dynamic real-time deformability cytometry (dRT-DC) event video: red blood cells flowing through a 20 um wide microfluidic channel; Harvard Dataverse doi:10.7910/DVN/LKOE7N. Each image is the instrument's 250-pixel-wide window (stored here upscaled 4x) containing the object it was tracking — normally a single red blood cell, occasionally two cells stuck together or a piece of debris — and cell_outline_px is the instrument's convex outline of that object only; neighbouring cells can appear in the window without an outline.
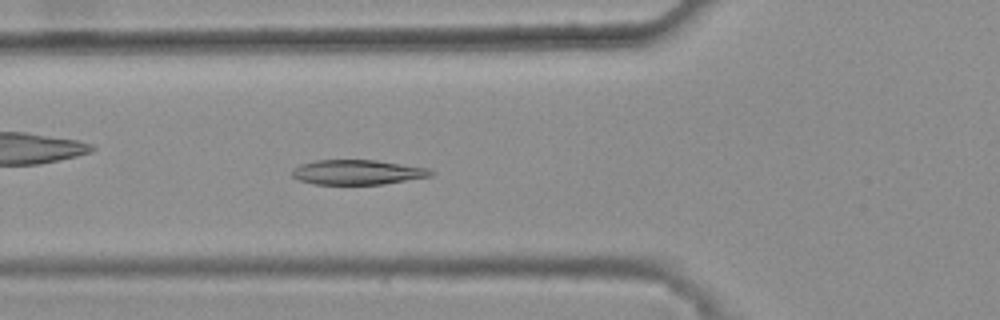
{"species": "common noctule bat (a hibernating species)", "species_latin": "Nyctalus noctula", "temperature_condition": "warm", "stored_images_in_passage": 44, "camera_frame_rate_fps": 3000, "um_per_image_px": 0.085, "animal": {"sex": "female", "body_mass_g": 25.1}, "frame": {"image": 1, "passage_image": 18, "time_ms": 5.667, "image_size_px": [1000, 320], "cell_outline_px": [[436, 172], [432, 176], [384, 184], [312, 184], [300, 180], [292, 176], [292, 168], [300, 164], [312, 160], [376, 160], [428, 168]], "centroid_in_image_um": [30.38, 14.63], "position_along_channel_um": 95.4, "area_um2": 20.17}}
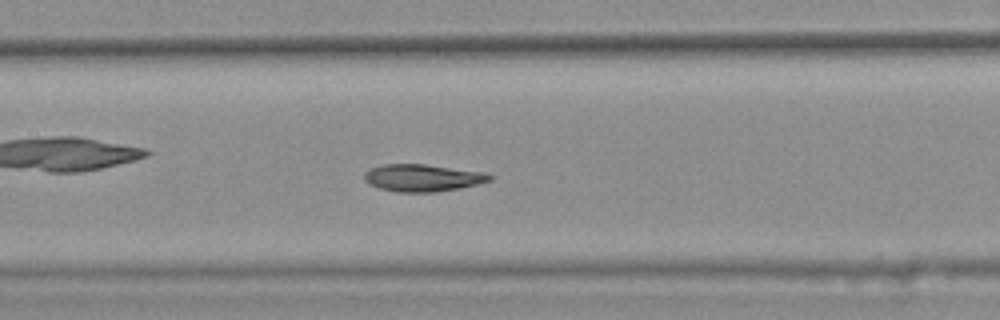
{"frame": {"image": 2, "passage_image": 24, "time_ms": 7.667, "image_size_px": [1000, 320], "cell_outline_px": [[496, 176], [492, 180], [460, 188], [436, 192], [396, 192], [380, 188], [368, 184], [364, 180], [364, 172], [368, 168], [384, 164], [424, 164], [484, 172]], "centroid_in_image_um": [35.9, 15.11], "position_along_channel_um": 171.5, "area_um2": 20.06}}
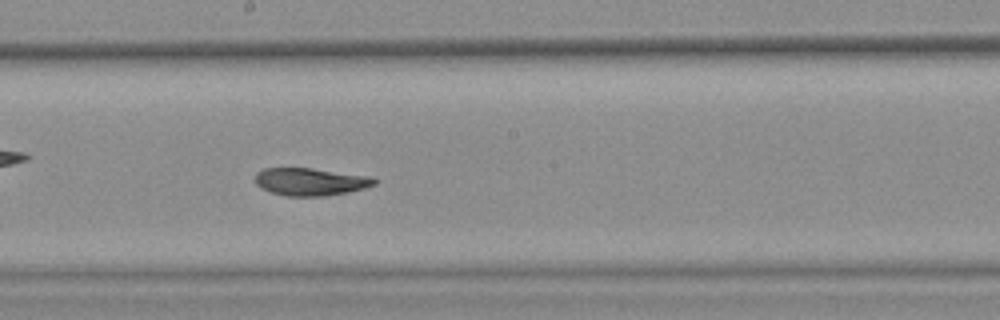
{"frame": {"image": 3, "passage_image": 28, "time_ms": 9.0, "image_size_px": [1000, 320], "cell_outline_px": [[376, 184], [364, 188], [348, 192], [324, 196], [288, 196], [272, 192], [260, 188], [256, 184], [256, 172], [264, 168], [312, 168], [372, 176], [376, 180]], "centroid_in_image_um": [26.4, 15.44], "position_along_channel_um": 221.8, "area_um2": 19.19}, "authors_computed_cell_mechanics": {"area_um2": 20.1433, "velocity_mm_per_s": 3.7896, "shape_relaxation_time_tau1_ms": 9.647, "shape_relaxation_time_tau2_ms": 4.898, "deformation_change_tau1": 0.2154, "deformation_change_tau2": 0.0443}}